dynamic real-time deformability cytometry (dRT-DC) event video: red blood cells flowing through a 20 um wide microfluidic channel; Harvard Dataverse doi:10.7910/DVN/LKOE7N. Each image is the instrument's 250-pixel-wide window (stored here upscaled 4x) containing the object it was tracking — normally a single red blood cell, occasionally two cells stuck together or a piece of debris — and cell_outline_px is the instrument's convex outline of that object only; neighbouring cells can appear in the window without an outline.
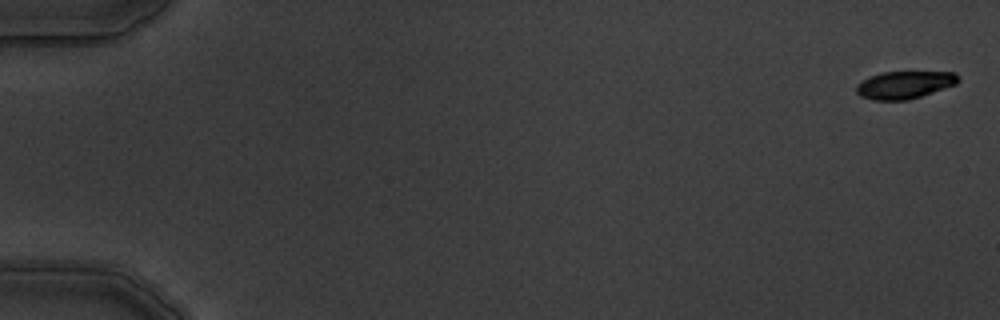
{"species": "common noctule bat (a hibernating species)", "species_latin": "Nyctalus noctula", "temperature_condition": "warm", "stored_images_in_passage": 6, "camera_frame_rate_fps": 3000, "um_per_image_px": 0.085, "animal": {"sex": "male", "body_mass_g": 19.5, "forearm_length_mm": 54.6}, "frame": {"image": 1, "passage_image": 1, "time_ms": 0.0, "image_size_px": [1000, 320], "cell_outline_px": [[960, 80], [956, 84], [908, 100], [872, 100], [860, 96], [856, 92], [856, 84], [868, 76], [880, 72], [956, 72], [960, 76]], "centroid_in_image_um": [76.86, 7.2], "position_along_channel_um": 8.1, "area_um2": 16.47}}
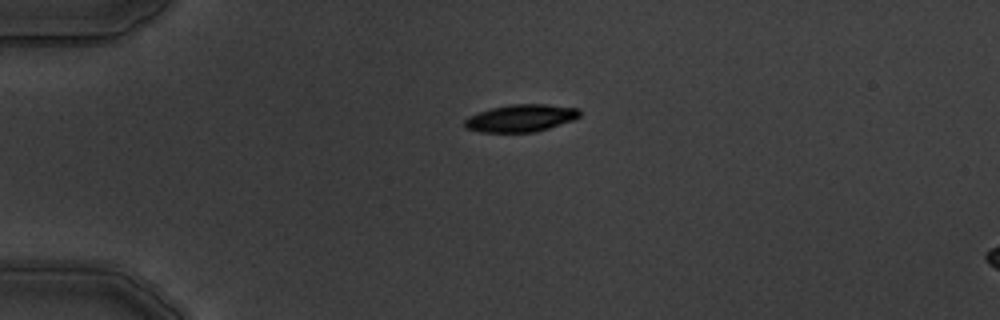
{"frame": {"image": 2, "passage_image": 5, "time_ms": 4.333, "image_size_px": [1000, 320], "cell_outline_px": [[580, 116], [572, 120], [548, 128], [532, 132], [480, 132], [464, 128], [464, 120], [468, 116], [476, 112], [492, 108], [512, 104], [544, 104], [580, 108]], "centroid_in_image_um": [44.23, 10.03], "position_along_channel_um": 40.8, "area_um2": 18.32}}